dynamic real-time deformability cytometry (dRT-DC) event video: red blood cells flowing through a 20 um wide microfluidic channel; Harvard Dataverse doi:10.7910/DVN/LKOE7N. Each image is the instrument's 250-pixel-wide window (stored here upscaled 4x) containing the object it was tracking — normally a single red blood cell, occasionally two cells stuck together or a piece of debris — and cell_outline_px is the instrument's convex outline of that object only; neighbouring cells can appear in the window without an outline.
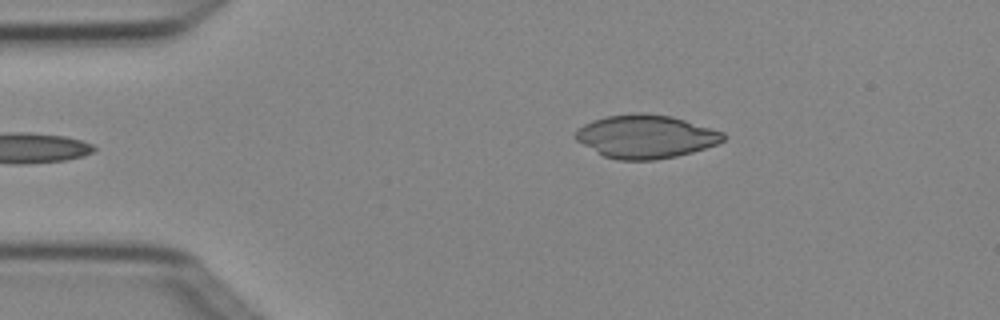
{"species": "Egyptian fruit bat (a non-hibernating species)", "species_latin": "Rousettus aegyptiacus", "temperature_condition": "cold", "stored_images_in_passage": 2, "camera_frame_rate_fps": 3000, "um_per_image_px": 0.085, "animal": {"sex": "female"}, "frame": {"image": 1, "passage_image": 2, "time_ms": 0.333, "image_size_px": [1000, 320], "cell_outline_px": [[724, 140], [716, 144], [692, 152], [676, 156], [656, 160], [620, 160], [604, 156], [596, 152], [576, 140], [572, 136], [584, 124], [592, 120], [604, 116], [632, 112], [644, 112], [672, 116], [724, 132]], "centroid_in_image_um": [54.86, 11.59], "position_along_channel_um": 30.1, "area_um2": 37.4}}